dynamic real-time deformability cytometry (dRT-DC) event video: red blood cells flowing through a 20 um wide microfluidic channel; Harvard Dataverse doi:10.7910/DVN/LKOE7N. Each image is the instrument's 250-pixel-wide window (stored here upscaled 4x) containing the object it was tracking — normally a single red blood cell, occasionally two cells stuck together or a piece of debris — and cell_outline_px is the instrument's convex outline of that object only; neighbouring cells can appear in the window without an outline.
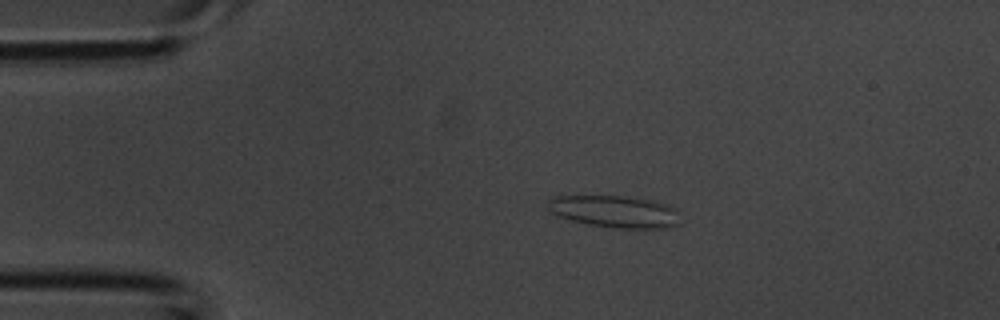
{"species": "common noctule bat (a hibernating species)", "species_latin": "Nyctalus noctula", "temperature_condition": "room temperature", "stored_images_in_passage": 4, "camera_frame_rate_fps": 3000, "um_per_image_px": 0.085, "animal": {"sex": "male", "body_mass_g": 20.1, "forearm_length_mm": 53.5}, "frame": {"image": 1, "passage_image": 2, "time_ms": 0.333, "image_size_px": [1000, 320], "cell_outline_px": [[680, 224], [668, 228], [616, 228], [588, 224], [572, 220], [560, 216], [552, 212], [548, 208], [548, 200], [552, 196], [628, 196], [668, 204], [676, 208]], "centroid_in_image_um": [52.29, 17.98], "position_along_channel_um": 32.7, "area_um2": 24.68}}
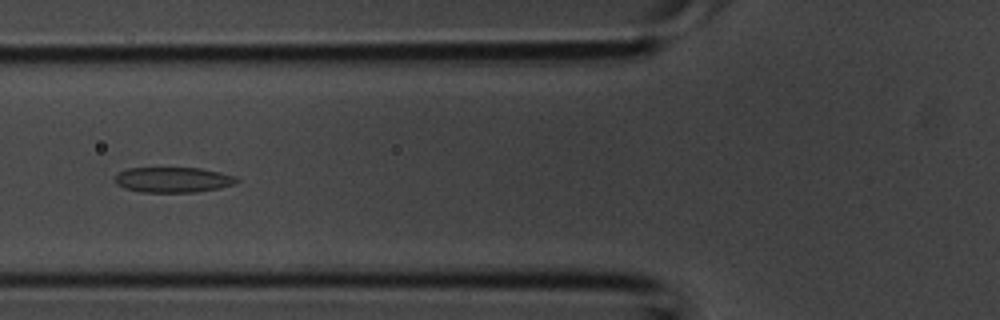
{"frame": {"image": 2, "passage_image": 4, "time_ms": 1.0, "image_size_px": [1000, 320], "cell_outline_px": [[240, 180], [232, 184], [220, 188], [196, 192], [140, 192], [124, 188], [116, 184], [116, 176], [120, 172], [128, 168], [200, 168], [220, 172], [236, 176]], "centroid_in_image_um": [14.73, 15.28], "position_along_channel_um": 111.1, "area_um2": 17.92}}